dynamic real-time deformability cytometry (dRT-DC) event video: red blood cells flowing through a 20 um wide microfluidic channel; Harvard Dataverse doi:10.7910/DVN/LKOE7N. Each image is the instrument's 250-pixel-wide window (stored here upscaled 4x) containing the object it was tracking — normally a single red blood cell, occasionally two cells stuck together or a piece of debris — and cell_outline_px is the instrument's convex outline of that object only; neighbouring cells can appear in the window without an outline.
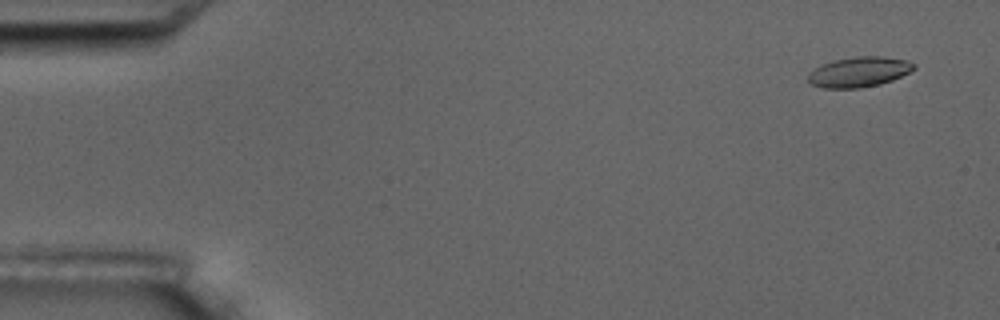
{"species": "common noctule bat (a hibernating species)", "species_latin": "Nyctalus noctula", "temperature_condition": "room temperature", "stored_images_in_passage": 6, "camera_frame_rate_fps": 3000, "um_per_image_px": 0.085, "animal": {"sex": "male", "body_mass_g": 17.5, "forearm_length_mm": 52.3}, "frame": {"image": 1, "passage_image": 2, "time_ms": 1.0, "image_size_px": [1000, 320], "cell_outline_px": [[916, 68], [892, 80], [880, 84], [860, 88], [824, 88], [812, 84], [808, 80], [808, 72], [824, 64], [836, 60], [856, 56], [884, 56], [908, 60], [916, 64]], "centroid_in_image_um": [73.05, 6.11], "position_along_channel_um": 12.0, "area_um2": 18.5}}
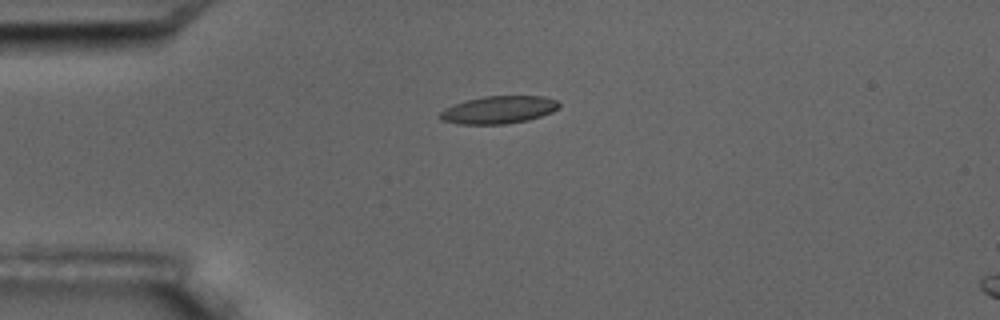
{"frame": {"image": 2, "passage_image": 5, "time_ms": 4.667, "image_size_px": [1000, 320], "cell_outline_px": [[560, 108], [552, 112], [528, 120], [504, 124], [460, 124], [440, 120], [436, 116], [444, 108], [468, 100], [484, 96], [544, 96], [556, 100], [560, 104]], "centroid_in_image_um": [42.38, 9.34], "position_along_channel_um": 42.6, "area_um2": 19.19}}